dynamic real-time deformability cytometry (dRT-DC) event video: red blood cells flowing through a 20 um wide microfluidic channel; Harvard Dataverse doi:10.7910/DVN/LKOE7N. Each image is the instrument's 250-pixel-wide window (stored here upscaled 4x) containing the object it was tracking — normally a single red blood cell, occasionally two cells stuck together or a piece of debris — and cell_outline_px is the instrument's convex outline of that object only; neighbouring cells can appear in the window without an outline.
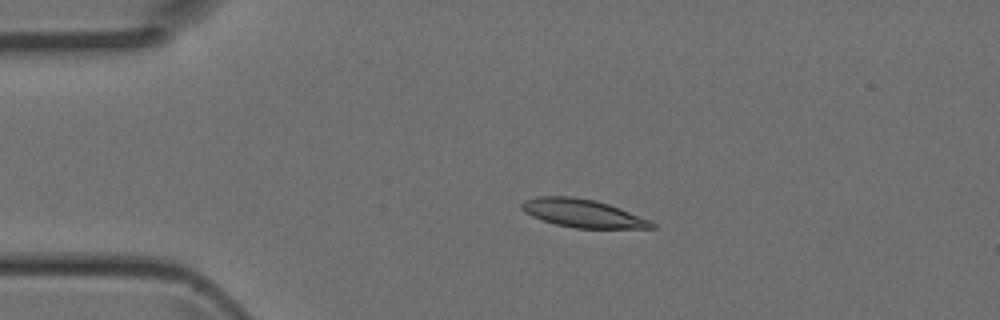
{"species": "Egyptian fruit bat (a non-hibernating species)", "species_latin": "Rousettus aegyptiacus", "temperature_condition": "room temperature", "stored_images_in_passage": 4, "camera_frame_rate_fps": 3000, "um_per_image_px": 0.085, "animal": {"sex": "female"}, "frame": {"image": 1, "passage_image": 3, "time_ms": 0.667, "image_size_px": [1000, 320], "cell_outline_px": [[656, 228], [576, 228], [556, 224], [532, 216], [524, 212], [520, 208], [520, 204], [524, 200], [536, 196], [568, 196], [596, 200], [620, 208], [652, 220], [656, 224]], "centroid_in_image_um": [49.54, 18.12], "position_along_channel_um": 35.5, "area_um2": 21.39}}